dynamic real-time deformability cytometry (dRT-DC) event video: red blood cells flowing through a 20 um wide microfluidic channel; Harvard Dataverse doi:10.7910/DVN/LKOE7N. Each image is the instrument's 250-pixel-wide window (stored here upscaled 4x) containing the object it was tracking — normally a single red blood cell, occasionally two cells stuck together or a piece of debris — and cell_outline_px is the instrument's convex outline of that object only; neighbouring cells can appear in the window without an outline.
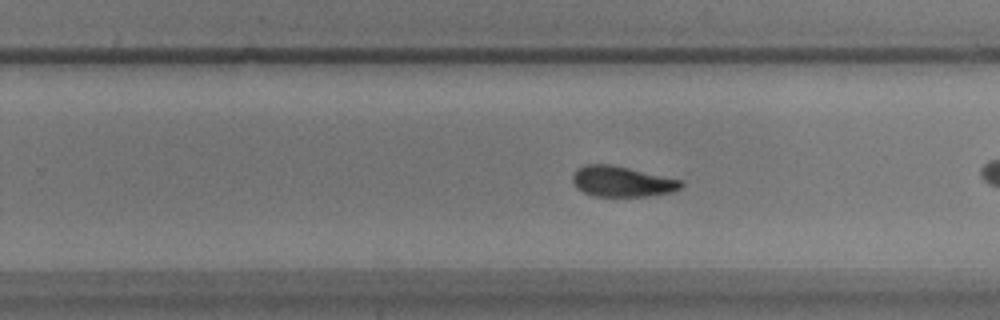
{"species": "common noctule bat (a hibernating species)", "species_latin": "Nyctalus noctula", "temperature_condition": "warm", "stored_images_in_passage": 38, "camera_frame_rate_fps": 3000, "um_per_image_px": 0.085, "animal": {"sex": "male", "body_mass_g": 17.9}, "frame": {"image": 1, "passage_image": 17, "time_ms": 5.333, "image_size_px": [1000, 320], "cell_outline_px": [[684, 184], [680, 188], [672, 192], [648, 196], [596, 196], [584, 192], [576, 188], [572, 180], [572, 176], [576, 168], [584, 164], [608, 164], [628, 168], [684, 180]], "centroid_in_image_um": [52.86, 15.42], "position_along_channel_um": 276.9, "area_um2": 19.36}}
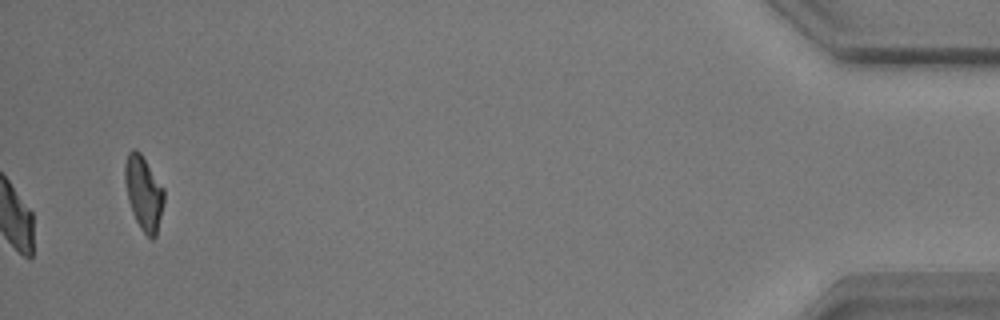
{"frame": {"image": 2, "passage_image": 38, "time_ms": 12.333, "image_size_px": [1000, 320], "cell_outline_px": [[164, 200], [156, 236], [152, 240], [140, 228], [132, 212], [128, 200], [124, 180], [124, 164], [128, 152], [132, 148], [136, 148], [140, 152], [164, 188]], "centroid_in_image_um": [12.2, 16.37], "position_along_channel_um": 423.0, "area_um2": 16.94}, "authors_computed_cell_mechanics": {"area_um2": 19.5942, "velocity_mm_per_s": 3.7086, "shape_relaxation_time_tau1_ms": 2.7644, "shape_relaxation_time_tau2_ms": 1.6457, "deformation_change_tau1": 0.0918, "deformation_change_tau2": 0.0571}}